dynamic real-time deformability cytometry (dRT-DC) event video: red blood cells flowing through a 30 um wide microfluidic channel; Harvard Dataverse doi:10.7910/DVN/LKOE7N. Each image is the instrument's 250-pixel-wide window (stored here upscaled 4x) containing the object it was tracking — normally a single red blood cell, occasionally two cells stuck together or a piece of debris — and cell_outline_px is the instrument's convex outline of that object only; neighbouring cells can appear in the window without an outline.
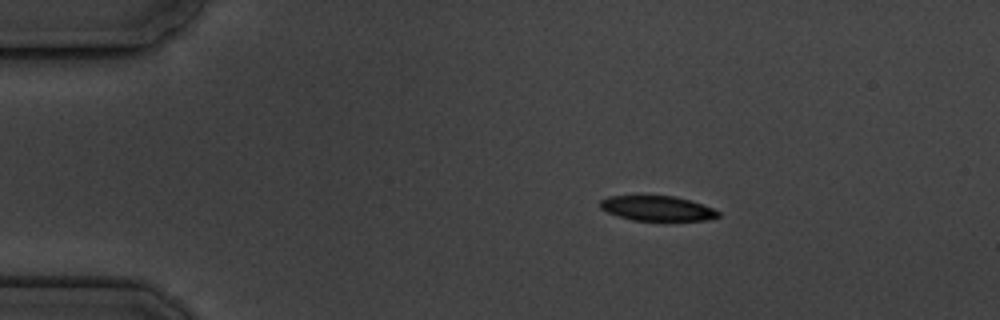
{"species": "common noctule bat (a hibernating species)", "species_latin": "Nyctalus noctula", "temperature_condition": "cold", "stored_images_in_passage": 4, "camera_frame_rate_fps": 3000, "um_per_image_px": 0.085, "animal": {"sex": "male", "body_mass_g": 19.5, "forearm_length_mm": 54.6}, "frame": {"image": 1, "passage_image": 3, "time_ms": 3.0, "image_size_px": [1000, 320], "cell_outline_px": [[720, 216], [708, 220], [632, 220], [608, 212], [600, 208], [600, 200], [608, 196], [672, 196], [688, 200], [712, 208], [720, 212]], "centroid_in_image_um": [55.85, 17.71], "position_along_channel_um": 29.1, "area_um2": 16.82}}